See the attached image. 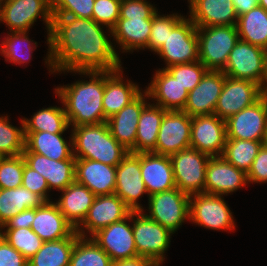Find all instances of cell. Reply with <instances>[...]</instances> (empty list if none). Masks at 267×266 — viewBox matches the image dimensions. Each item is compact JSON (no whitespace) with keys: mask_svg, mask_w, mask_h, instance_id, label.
I'll return each mask as SVG.
<instances>
[{"mask_svg":"<svg viewBox=\"0 0 267 266\" xmlns=\"http://www.w3.org/2000/svg\"><path fill=\"white\" fill-rule=\"evenodd\" d=\"M112 44L93 19L53 16L45 64L51 73L115 71L122 67Z\"/></svg>","mask_w":267,"mask_h":266,"instance_id":"1","label":"cell"},{"mask_svg":"<svg viewBox=\"0 0 267 266\" xmlns=\"http://www.w3.org/2000/svg\"><path fill=\"white\" fill-rule=\"evenodd\" d=\"M89 76V81H76L71 85L55 88L68 119L69 126L100 124L106 122L102 98L104 71H77Z\"/></svg>","mask_w":267,"mask_h":266,"instance_id":"2","label":"cell"},{"mask_svg":"<svg viewBox=\"0 0 267 266\" xmlns=\"http://www.w3.org/2000/svg\"><path fill=\"white\" fill-rule=\"evenodd\" d=\"M73 155L117 166L129 153L112 135L106 122L73 127Z\"/></svg>","mask_w":267,"mask_h":266,"instance_id":"3","label":"cell"},{"mask_svg":"<svg viewBox=\"0 0 267 266\" xmlns=\"http://www.w3.org/2000/svg\"><path fill=\"white\" fill-rule=\"evenodd\" d=\"M199 61L208 69L222 71L239 40L236 25L197 27Z\"/></svg>","mask_w":267,"mask_h":266,"instance_id":"4","label":"cell"},{"mask_svg":"<svg viewBox=\"0 0 267 266\" xmlns=\"http://www.w3.org/2000/svg\"><path fill=\"white\" fill-rule=\"evenodd\" d=\"M143 211H132V229L138 256L152 260L157 266L164 261L173 233L148 218ZM136 217V218H135Z\"/></svg>","mask_w":267,"mask_h":266,"instance_id":"5","label":"cell"},{"mask_svg":"<svg viewBox=\"0 0 267 266\" xmlns=\"http://www.w3.org/2000/svg\"><path fill=\"white\" fill-rule=\"evenodd\" d=\"M155 53L165 60L167 65L163 69L199 61L197 26L190 18L183 17L168 31L165 42Z\"/></svg>","mask_w":267,"mask_h":266,"instance_id":"6","label":"cell"},{"mask_svg":"<svg viewBox=\"0 0 267 266\" xmlns=\"http://www.w3.org/2000/svg\"><path fill=\"white\" fill-rule=\"evenodd\" d=\"M148 198L149 215H145L171 233L174 234L184 221L189 220L190 195L178 188L155 193Z\"/></svg>","mask_w":267,"mask_h":266,"instance_id":"7","label":"cell"},{"mask_svg":"<svg viewBox=\"0 0 267 266\" xmlns=\"http://www.w3.org/2000/svg\"><path fill=\"white\" fill-rule=\"evenodd\" d=\"M210 157L193 148L172 154L170 159L176 188L188 195L203 193Z\"/></svg>","mask_w":267,"mask_h":266,"instance_id":"8","label":"cell"},{"mask_svg":"<svg viewBox=\"0 0 267 266\" xmlns=\"http://www.w3.org/2000/svg\"><path fill=\"white\" fill-rule=\"evenodd\" d=\"M223 198L204 192L190 195L189 221L211 230H234L233 214Z\"/></svg>","mask_w":267,"mask_h":266,"instance_id":"9","label":"cell"},{"mask_svg":"<svg viewBox=\"0 0 267 266\" xmlns=\"http://www.w3.org/2000/svg\"><path fill=\"white\" fill-rule=\"evenodd\" d=\"M264 62V48L239 39L229 53L227 65L222 71L233 79L253 81L264 91Z\"/></svg>","mask_w":267,"mask_h":266,"instance_id":"10","label":"cell"},{"mask_svg":"<svg viewBox=\"0 0 267 266\" xmlns=\"http://www.w3.org/2000/svg\"><path fill=\"white\" fill-rule=\"evenodd\" d=\"M39 17H42L46 24V41L49 45L53 21L51 0H4L1 22L8 26L10 32L29 31Z\"/></svg>","mask_w":267,"mask_h":266,"instance_id":"11","label":"cell"},{"mask_svg":"<svg viewBox=\"0 0 267 266\" xmlns=\"http://www.w3.org/2000/svg\"><path fill=\"white\" fill-rule=\"evenodd\" d=\"M227 139L264 141L267 130V95L226 121Z\"/></svg>","mask_w":267,"mask_h":266,"instance_id":"12","label":"cell"},{"mask_svg":"<svg viewBox=\"0 0 267 266\" xmlns=\"http://www.w3.org/2000/svg\"><path fill=\"white\" fill-rule=\"evenodd\" d=\"M264 94L262 87L253 81L226 76L214 114L226 121L229 117L257 102Z\"/></svg>","mask_w":267,"mask_h":266,"instance_id":"13","label":"cell"},{"mask_svg":"<svg viewBox=\"0 0 267 266\" xmlns=\"http://www.w3.org/2000/svg\"><path fill=\"white\" fill-rule=\"evenodd\" d=\"M191 117L182 110H167L158 131L155 154L171 156L190 148Z\"/></svg>","mask_w":267,"mask_h":266,"instance_id":"14","label":"cell"},{"mask_svg":"<svg viewBox=\"0 0 267 266\" xmlns=\"http://www.w3.org/2000/svg\"><path fill=\"white\" fill-rule=\"evenodd\" d=\"M131 212L132 210L115 193L96 196L86 217L75 231L80 237L85 238L88 232L91 238L99 230L126 218Z\"/></svg>","mask_w":267,"mask_h":266,"instance_id":"15","label":"cell"},{"mask_svg":"<svg viewBox=\"0 0 267 266\" xmlns=\"http://www.w3.org/2000/svg\"><path fill=\"white\" fill-rule=\"evenodd\" d=\"M226 123L215 114L191 117L190 148L212 156H222L226 143Z\"/></svg>","mask_w":267,"mask_h":266,"instance_id":"16","label":"cell"},{"mask_svg":"<svg viewBox=\"0 0 267 266\" xmlns=\"http://www.w3.org/2000/svg\"><path fill=\"white\" fill-rule=\"evenodd\" d=\"M145 193L148 194L141 176L140 153L129 152L116 166L115 194L132 211H143L138 200Z\"/></svg>","mask_w":267,"mask_h":266,"instance_id":"17","label":"cell"},{"mask_svg":"<svg viewBox=\"0 0 267 266\" xmlns=\"http://www.w3.org/2000/svg\"><path fill=\"white\" fill-rule=\"evenodd\" d=\"M131 221L132 212L126 218L99 230L91 237L110 256L112 262L138 257L132 225L127 224Z\"/></svg>","mask_w":267,"mask_h":266,"instance_id":"18","label":"cell"},{"mask_svg":"<svg viewBox=\"0 0 267 266\" xmlns=\"http://www.w3.org/2000/svg\"><path fill=\"white\" fill-rule=\"evenodd\" d=\"M248 184L247 174L222 156H212L207 162L204 193L227 195Z\"/></svg>","mask_w":267,"mask_h":266,"instance_id":"19","label":"cell"},{"mask_svg":"<svg viewBox=\"0 0 267 266\" xmlns=\"http://www.w3.org/2000/svg\"><path fill=\"white\" fill-rule=\"evenodd\" d=\"M225 77L223 71L208 70L200 83L188 92L187 102L182 111L190 117L214 114Z\"/></svg>","mask_w":267,"mask_h":266,"instance_id":"20","label":"cell"},{"mask_svg":"<svg viewBox=\"0 0 267 266\" xmlns=\"http://www.w3.org/2000/svg\"><path fill=\"white\" fill-rule=\"evenodd\" d=\"M147 92L140 93L116 114L107 119L106 123L111 135L129 152L135 153V140L140 114L148 104L145 100Z\"/></svg>","mask_w":267,"mask_h":266,"instance_id":"21","label":"cell"},{"mask_svg":"<svg viewBox=\"0 0 267 266\" xmlns=\"http://www.w3.org/2000/svg\"><path fill=\"white\" fill-rule=\"evenodd\" d=\"M75 181L86 186L96 196L114 194L116 166L90 159L76 158Z\"/></svg>","mask_w":267,"mask_h":266,"instance_id":"22","label":"cell"},{"mask_svg":"<svg viewBox=\"0 0 267 266\" xmlns=\"http://www.w3.org/2000/svg\"><path fill=\"white\" fill-rule=\"evenodd\" d=\"M25 163L47 181L49 191L64 190L75 181L76 159L53 160L33 152H22Z\"/></svg>","mask_w":267,"mask_h":266,"instance_id":"23","label":"cell"},{"mask_svg":"<svg viewBox=\"0 0 267 266\" xmlns=\"http://www.w3.org/2000/svg\"><path fill=\"white\" fill-rule=\"evenodd\" d=\"M140 168L148 197L176 187L170 156L142 152Z\"/></svg>","mask_w":267,"mask_h":266,"instance_id":"24","label":"cell"},{"mask_svg":"<svg viewBox=\"0 0 267 266\" xmlns=\"http://www.w3.org/2000/svg\"><path fill=\"white\" fill-rule=\"evenodd\" d=\"M189 18L197 27L236 25L238 15L232 0H188Z\"/></svg>","mask_w":267,"mask_h":266,"instance_id":"25","label":"cell"},{"mask_svg":"<svg viewBox=\"0 0 267 266\" xmlns=\"http://www.w3.org/2000/svg\"><path fill=\"white\" fill-rule=\"evenodd\" d=\"M121 69L122 68L115 71H104V94L102 104L104 117L106 119L123 109L142 91L137 84L130 80L124 83L122 77L123 71Z\"/></svg>","mask_w":267,"mask_h":266,"instance_id":"26","label":"cell"},{"mask_svg":"<svg viewBox=\"0 0 267 266\" xmlns=\"http://www.w3.org/2000/svg\"><path fill=\"white\" fill-rule=\"evenodd\" d=\"M145 91L165 110H183L188 98V91L163 68L155 72Z\"/></svg>","mask_w":267,"mask_h":266,"instance_id":"27","label":"cell"},{"mask_svg":"<svg viewBox=\"0 0 267 266\" xmlns=\"http://www.w3.org/2000/svg\"><path fill=\"white\" fill-rule=\"evenodd\" d=\"M31 229L43 241L67 238L75 231V228L66 220L58 206L52 201L35 208V217Z\"/></svg>","mask_w":267,"mask_h":266,"instance_id":"28","label":"cell"},{"mask_svg":"<svg viewBox=\"0 0 267 266\" xmlns=\"http://www.w3.org/2000/svg\"><path fill=\"white\" fill-rule=\"evenodd\" d=\"M61 192V198L55 204L66 220L76 229L86 217L96 195L76 181Z\"/></svg>","mask_w":267,"mask_h":266,"instance_id":"29","label":"cell"},{"mask_svg":"<svg viewBox=\"0 0 267 266\" xmlns=\"http://www.w3.org/2000/svg\"><path fill=\"white\" fill-rule=\"evenodd\" d=\"M25 149L23 152H33L53 160L76 159L73 155V138L70 145L62 137L63 133L24 132Z\"/></svg>","mask_w":267,"mask_h":266,"instance_id":"30","label":"cell"},{"mask_svg":"<svg viewBox=\"0 0 267 266\" xmlns=\"http://www.w3.org/2000/svg\"><path fill=\"white\" fill-rule=\"evenodd\" d=\"M153 18H118L112 36L123 52L145 49L148 45Z\"/></svg>","mask_w":267,"mask_h":266,"instance_id":"31","label":"cell"},{"mask_svg":"<svg viewBox=\"0 0 267 266\" xmlns=\"http://www.w3.org/2000/svg\"><path fill=\"white\" fill-rule=\"evenodd\" d=\"M167 110L148 103L142 110L137 126L135 153L153 152L156 148L158 131Z\"/></svg>","mask_w":267,"mask_h":266,"instance_id":"32","label":"cell"},{"mask_svg":"<svg viewBox=\"0 0 267 266\" xmlns=\"http://www.w3.org/2000/svg\"><path fill=\"white\" fill-rule=\"evenodd\" d=\"M47 201L23 186L15 189H0V228L19 212L38 208Z\"/></svg>","mask_w":267,"mask_h":266,"instance_id":"33","label":"cell"},{"mask_svg":"<svg viewBox=\"0 0 267 266\" xmlns=\"http://www.w3.org/2000/svg\"><path fill=\"white\" fill-rule=\"evenodd\" d=\"M74 231L69 237L56 241H44L42 247L28 260V266H69L76 240Z\"/></svg>","mask_w":267,"mask_h":266,"instance_id":"34","label":"cell"},{"mask_svg":"<svg viewBox=\"0 0 267 266\" xmlns=\"http://www.w3.org/2000/svg\"><path fill=\"white\" fill-rule=\"evenodd\" d=\"M239 39L267 48V11L260 6L241 15L236 23Z\"/></svg>","mask_w":267,"mask_h":266,"instance_id":"35","label":"cell"},{"mask_svg":"<svg viewBox=\"0 0 267 266\" xmlns=\"http://www.w3.org/2000/svg\"><path fill=\"white\" fill-rule=\"evenodd\" d=\"M24 132H50L64 133L69 128L65 109L61 107H48L34 113L32 118H22Z\"/></svg>","mask_w":267,"mask_h":266,"instance_id":"36","label":"cell"},{"mask_svg":"<svg viewBox=\"0 0 267 266\" xmlns=\"http://www.w3.org/2000/svg\"><path fill=\"white\" fill-rule=\"evenodd\" d=\"M262 146L263 141L226 139L222 157L247 174Z\"/></svg>","mask_w":267,"mask_h":266,"instance_id":"37","label":"cell"},{"mask_svg":"<svg viewBox=\"0 0 267 266\" xmlns=\"http://www.w3.org/2000/svg\"><path fill=\"white\" fill-rule=\"evenodd\" d=\"M110 256L92 238L79 237L74 245L69 266H111Z\"/></svg>","mask_w":267,"mask_h":266,"instance_id":"38","label":"cell"},{"mask_svg":"<svg viewBox=\"0 0 267 266\" xmlns=\"http://www.w3.org/2000/svg\"><path fill=\"white\" fill-rule=\"evenodd\" d=\"M28 33V31H16L7 34L0 46V53L5 57L6 62L20 65L25 62L27 64V61L31 60L32 51L37 47L33 45H37V42L32 43L33 40L29 39Z\"/></svg>","mask_w":267,"mask_h":266,"instance_id":"39","label":"cell"},{"mask_svg":"<svg viewBox=\"0 0 267 266\" xmlns=\"http://www.w3.org/2000/svg\"><path fill=\"white\" fill-rule=\"evenodd\" d=\"M0 235L27 260L32 258L44 243L31 228H0Z\"/></svg>","mask_w":267,"mask_h":266,"instance_id":"40","label":"cell"},{"mask_svg":"<svg viewBox=\"0 0 267 266\" xmlns=\"http://www.w3.org/2000/svg\"><path fill=\"white\" fill-rule=\"evenodd\" d=\"M20 128L10 124L8 116L0 117V157L18 156L25 149L24 124Z\"/></svg>","mask_w":267,"mask_h":266,"instance_id":"41","label":"cell"},{"mask_svg":"<svg viewBox=\"0 0 267 266\" xmlns=\"http://www.w3.org/2000/svg\"><path fill=\"white\" fill-rule=\"evenodd\" d=\"M25 160L21 155L0 157V189L22 186Z\"/></svg>","mask_w":267,"mask_h":266,"instance_id":"42","label":"cell"},{"mask_svg":"<svg viewBox=\"0 0 267 266\" xmlns=\"http://www.w3.org/2000/svg\"><path fill=\"white\" fill-rule=\"evenodd\" d=\"M166 70L190 92L199 83L208 69L200 62L177 64L166 68Z\"/></svg>","mask_w":267,"mask_h":266,"instance_id":"43","label":"cell"},{"mask_svg":"<svg viewBox=\"0 0 267 266\" xmlns=\"http://www.w3.org/2000/svg\"><path fill=\"white\" fill-rule=\"evenodd\" d=\"M183 18L178 14L159 15L156 13L153 16L151 33L146 49H150L156 52L160 46L165 42L168 36V31H171L173 27Z\"/></svg>","mask_w":267,"mask_h":266,"instance_id":"44","label":"cell"},{"mask_svg":"<svg viewBox=\"0 0 267 266\" xmlns=\"http://www.w3.org/2000/svg\"><path fill=\"white\" fill-rule=\"evenodd\" d=\"M95 0H51L53 16H73L92 19Z\"/></svg>","mask_w":267,"mask_h":266,"instance_id":"45","label":"cell"},{"mask_svg":"<svg viewBox=\"0 0 267 266\" xmlns=\"http://www.w3.org/2000/svg\"><path fill=\"white\" fill-rule=\"evenodd\" d=\"M121 0H95L92 19L106 26L112 35V29L116 26L120 16Z\"/></svg>","mask_w":267,"mask_h":266,"instance_id":"46","label":"cell"},{"mask_svg":"<svg viewBox=\"0 0 267 266\" xmlns=\"http://www.w3.org/2000/svg\"><path fill=\"white\" fill-rule=\"evenodd\" d=\"M157 12L146 0H121L119 18H153Z\"/></svg>","mask_w":267,"mask_h":266,"instance_id":"47","label":"cell"},{"mask_svg":"<svg viewBox=\"0 0 267 266\" xmlns=\"http://www.w3.org/2000/svg\"><path fill=\"white\" fill-rule=\"evenodd\" d=\"M22 186L27 188L34 194L42 196L47 202H50L48 183L46 179L34 169L30 168L26 163L24 165Z\"/></svg>","mask_w":267,"mask_h":266,"instance_id":"48","label":"cell"},{"mask_svg":"<svg viewBox=\"0 0 267 266\" xmlns=\"http://www.w3.org/2000/svg\"><path fill=\"white\" fill-rule=\"evenodd\" d=\"M248 184L267 182V148L263 145L247 173Z\"/></svg>","mask_w":267,"mask_h":266,"instance_id":"49","label":"cell"},{"mask_svg":"<svg viewBox=\"0 0 267 266\" xmlns=\"http://www.w3.org/2000/svg\"><path fill=\"white\" fill-rule=\"evenodd\" d=\"M0 266H28V260L0 235Z\"/></svg>","mask_w":267,"mask_h":266,"instance_id":"50","label":"cell"},{"mask_svg":"<svg viewBox=\"0 0 267 266\" xmlns=\"http://www.w3.org/2000/svg\"><path fill=\"white\" fill-rule=\"evenodd\" d=\"M35 217V208L19 212L8 220L1 228H31Z\"/></svg>","mask_w":267,"mask_h":266,"instance_id":"51","label":"cell"},{"mask_svg":"<svg viewBox=\"0 0 267 266\" xmlns=\"http://www.w3.org/2000/svg\"><path fill=\"white\" fill-rule=\"evenodd\" d=\"M111 266H157L152 260L138 256L131 259L117 260Z\"/></svg>","mask_w":267,"mask_h":266,"instance_id":"52","label":"cell"},{"mask_svg":"<svg viewBox=\"0 0 267 266\" xmlns=\"http://www.w3.org/2000/svg\"><path fill=\"white\" fill-rule=\"evenodd\" d=\"M258 1L259 0H232L238 17L257 7Z\"/></svg>","mask_w":267,"mask_h":266,"instance_id":"53","label":"cell"},{"mask_svg":"<svg viewBox=\"0 0 267 266\" xmlns=\"http://www.w3.org/2000/svg\"><path fill=\"white\" fill-rule=\"evenodd\" d=\"M264 93H267V48L265 49V62H264Z\"/></svg>","mask_w":267,"mask_h":266,"instance_id":"54","label":"cell"},{"mask_svg":"<svg viewBox=\"0 0 267 266\" xmlns=\"http://www.w3.org/2000/svg\"><path fill=\"white\" fill-rule=\"evenodd\" d=\"M258 6L263 7L267 11V0H259Z\"/></svg>","mask_w":267,"mask_h":266,"instance_id":"55","label":"cell"},{"mask_svg":"<svg viewBox=\"0 0 267 266\" xmlns=\"http://www.w3.org/2000/svg\"><path fill=\"white\" fill-rule=\"evenodd\" d=\"M4 0H0V21H2Z\"/></svg>","mask_w":267,"mask_h":266,"instance_id":"56","label":"cell"},{"mask_svg":"<svg viewBox=\"0 0 267 266\" xmlns=\"http://www.w3.org/2000/svg\"><path fill=\"white\" fill-rule=\"evenodd\" d=\"M263 145L267 148V130H266L265 138L263 141Z\"/></svg>","mask_w":267,"mask_h":266,"instance_id":"57","label":"cell"}]
</instances>
